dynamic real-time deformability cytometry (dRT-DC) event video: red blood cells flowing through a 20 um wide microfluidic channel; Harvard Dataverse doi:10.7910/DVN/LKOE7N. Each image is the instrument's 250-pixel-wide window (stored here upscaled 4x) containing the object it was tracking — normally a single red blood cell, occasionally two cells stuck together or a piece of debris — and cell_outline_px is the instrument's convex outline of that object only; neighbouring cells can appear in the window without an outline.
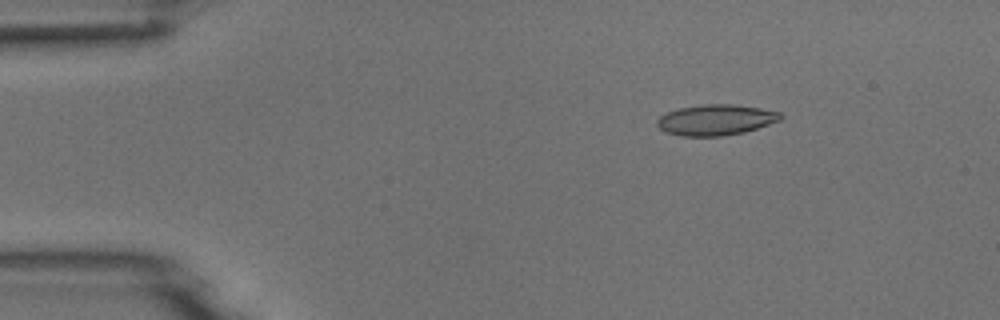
{"species": "common noctule bat (a hibernating species)", "species_latin": "Nyctalus noctula", "temperature_condition": "room temperature", "stored_images_in_passage": 53, "camera_frame_rate_fps": 3000, "um_per_image_px": 0.085, "animal": {"sex": "male", "body_mass_g": 18.8}, "frame": {"image": 1, "passage_image": 8, "time_ms": 2.333, "image_size_px": [1000, 320], "cell_outline_px": [[784, 116], [780, 120], [744, 132], [724, 136], [680, 136], [664, 132], [656, 124], [656, 120], [660, 116], [676, 108], [700, 104], [736, 104], [760, 108], [780, 112]], "centroid_in_image_um": [60.81, 10.18], "position_along_channel_um": 24.2, "area_um2": 22.31}}
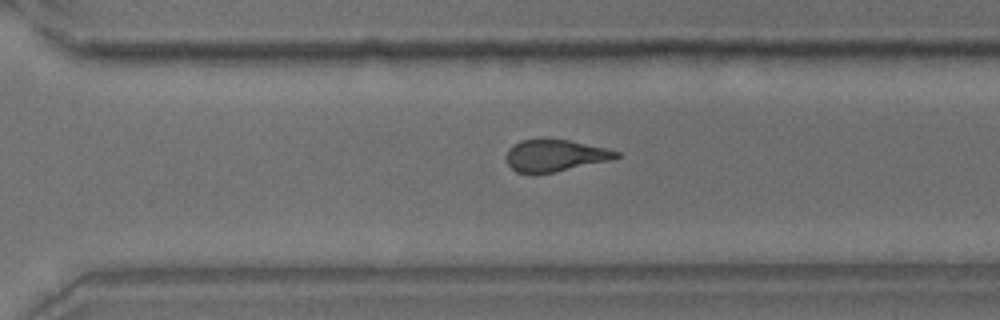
{"frame": {"image": 2, "passage_image": 37, "time_ms": 12.0, "image_size_px": [1000, 320], "cell_outline_px": [[620, 156], [612, 160], [536, 176], [532, 176], [516, 172], [508, 164], [504, 156], [508, 148], [512, 144], [520, 140], [568, 140], [604, 148], [620, 152]], "centroid_in_image_um": [47.11, 13.27], "position_along_channel_um": 323.5, "area_um2": 20.75}}
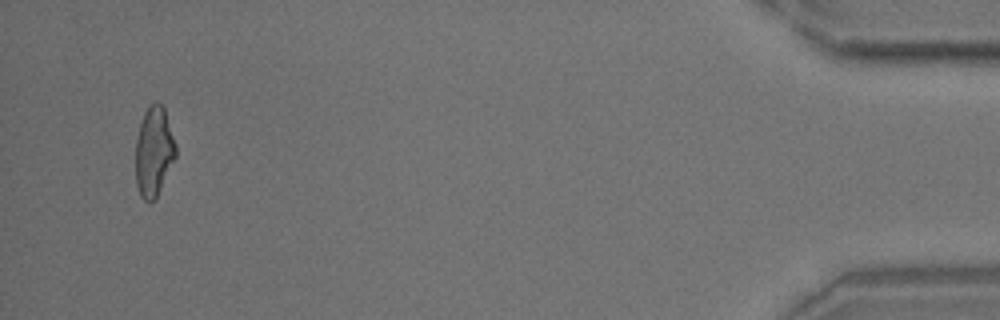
{"frame": {"image": 3, "passage_image": 51, "time_ms": 16.667, "image_size_px": [1000, 320], "cell_outline_px": [[176, 156], [156, 196], [148, 204], [140, 196], [136, 184], [136, 140], [140, 124], [144, 112], [156, 100], [164, 108], [176, 144]], "centroid_in_image_um": [13.07, 12.88], "position_along_channel_um": 422.1, "area_um2": 20.69}}